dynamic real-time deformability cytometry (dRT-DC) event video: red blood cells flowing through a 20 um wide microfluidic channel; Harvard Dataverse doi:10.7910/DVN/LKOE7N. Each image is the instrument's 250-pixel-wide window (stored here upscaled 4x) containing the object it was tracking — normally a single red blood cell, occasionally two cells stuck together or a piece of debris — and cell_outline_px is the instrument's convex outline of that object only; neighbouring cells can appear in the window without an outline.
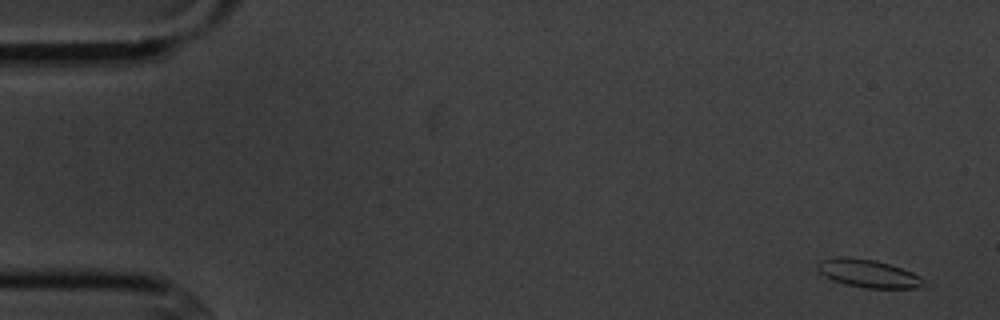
{"species": "common noctule bat (a hibernating species)", "species_latin": "Nyctalus noctula", "temperature_condition": "cold", "stored_images_in_passage": 4, "camera_frame_rate_fps": 3000, "um_per_image_px": 0.085, "animal": {"sex": "male", "body_mass_g": 20.1, "forearm_length_mm": 53.5}, "frame": {"image": 1, "passage_image": 1, "time_ms": 0.0, "image_size_px": [1000, 320], "cell_outline_px": [[924, 284], [920, 288], [864, 288], [844, 284], [832, 280], [824, 276], [816, 268], [816, 264], [820, 260], [840, 256], [844, 256], [876, 260], [912, 272], [920, 276], [924, 280]], "centroid_in_image_um": [73.76, 23.24], "position_along_channel_um": 11.2, "area_um2": 17.4}}